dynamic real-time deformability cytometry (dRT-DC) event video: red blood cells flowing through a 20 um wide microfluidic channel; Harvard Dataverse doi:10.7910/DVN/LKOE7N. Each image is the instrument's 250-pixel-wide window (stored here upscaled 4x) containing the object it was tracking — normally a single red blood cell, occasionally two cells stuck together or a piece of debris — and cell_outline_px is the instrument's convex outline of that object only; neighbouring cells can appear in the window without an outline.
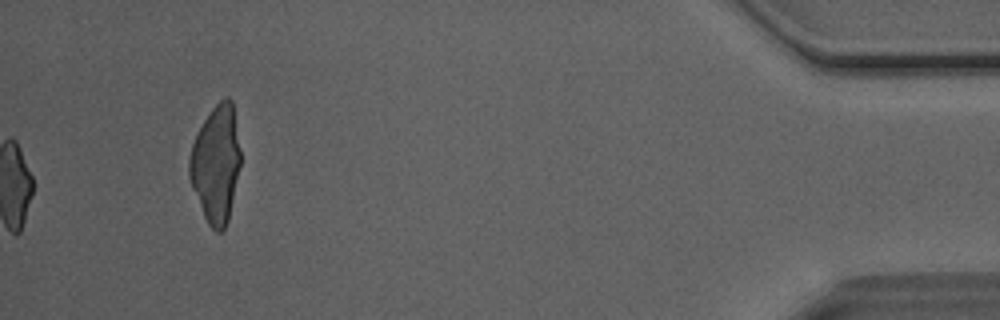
{"species": "Egyptian fruit bat (a non-hibernating species)", "species_latin": "Rousettus aegyptiacus", "temperature_condition": "room temperature", "stored_images_in_passage": 32, "camera_frame_rate_fps": 3000, "um_per_image_px": 0.085, "animal": {"sex": "male"}, "frame": {"image": 1, "passage_image": 32, "time_ms": 10.333, "image_size_px": [1000, 320], "cell_outline_px": [[240, 164], [228, 220], [224, 228], [220, 232], [216, 232], [208, 224], [204, 216], [192, 188], [188, 176], [188, 156], [192, 144], [204, 120], [212, 108], [224, 96], [228, 96], [232, 100], [240, 148]], "centroid_in_image_um": [18.34, 13.92], "position_along_channel_um": 416.9, "area_um2": 34.8}}